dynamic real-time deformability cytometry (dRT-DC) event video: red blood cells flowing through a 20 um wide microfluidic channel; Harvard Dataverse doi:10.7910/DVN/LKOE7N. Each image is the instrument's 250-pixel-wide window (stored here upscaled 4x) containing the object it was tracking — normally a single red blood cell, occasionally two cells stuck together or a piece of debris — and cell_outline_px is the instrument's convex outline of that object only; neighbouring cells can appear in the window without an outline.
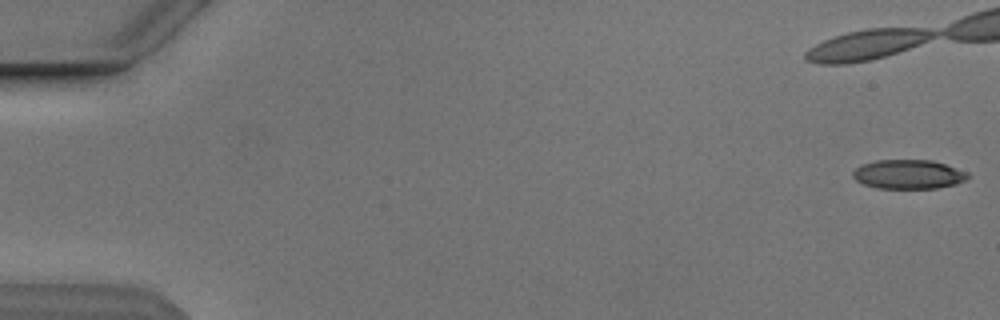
{"species": "Egyptian fruit bat (a non-hibernating species)", "species_latin": "Rousettus aegyptiacus", "temperature_condition": "cold", "stored_images_in_passage": 23, "camera_frame_rate_fps": 3000, "um_per_image_px": 0.085, "animal": {"sex": "male"}, "frame": {"image": 1, "passage_image": 1, "time_ms": 0.0, "image_size_px": [1000, 320], "cell_outline_px": [[972, 176], [956, 184], [936, 188], [876, 188], [864, 184], [856, 180], [852, 176], [852, 172], [856, 168], [864, 164], [876, 160], [932, 160], [968, 172]], "centroid_in_image_um": [77.23, 14.82], "position_along_channel_um": 7.8, "area_um2": 19.48}}